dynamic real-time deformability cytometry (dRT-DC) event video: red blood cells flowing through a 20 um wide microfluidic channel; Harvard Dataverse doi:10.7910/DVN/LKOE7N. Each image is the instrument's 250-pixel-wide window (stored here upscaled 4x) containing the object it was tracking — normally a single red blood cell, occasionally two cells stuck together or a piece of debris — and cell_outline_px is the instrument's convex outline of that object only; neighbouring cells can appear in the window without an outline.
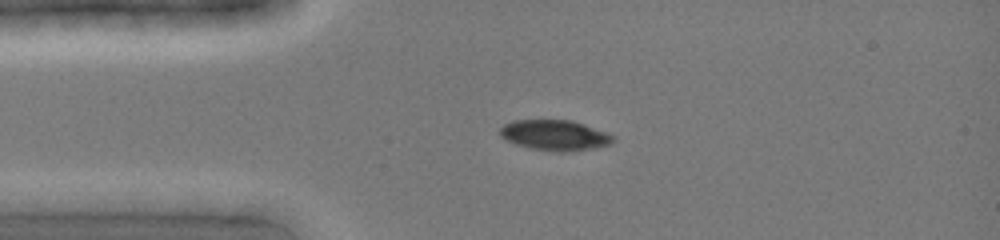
{"species": "common noctule bat (a hibernating species)", "species_latin": "Nyctalus noctula", "temperature_condition": "cold", "stored_images_in_passage": 3, "camera_frame_rate_fps": 3000, "um_per_image_px": 0.085, "animal": {"sex": "female", "body_mass_g": 19.0, "forearm_length_mm": 51.5}, "frame": {"image": 1, "passage_image": 1, "time_ms": 0.0, "image_size_px": [1000, 240], "cell_outline_px": [[616, 140], [612, 144], [568, 152], [556, 152], [532, 148], [516, 144], [500, 136], [500, 128], [504, 124], [512, 120], [572, 120], [608, 132], [616, 136]], "centroid_in_image_um": [47.21, 11.48], "position_along_channel_um": 37.8, "area_um2": 20.17}}